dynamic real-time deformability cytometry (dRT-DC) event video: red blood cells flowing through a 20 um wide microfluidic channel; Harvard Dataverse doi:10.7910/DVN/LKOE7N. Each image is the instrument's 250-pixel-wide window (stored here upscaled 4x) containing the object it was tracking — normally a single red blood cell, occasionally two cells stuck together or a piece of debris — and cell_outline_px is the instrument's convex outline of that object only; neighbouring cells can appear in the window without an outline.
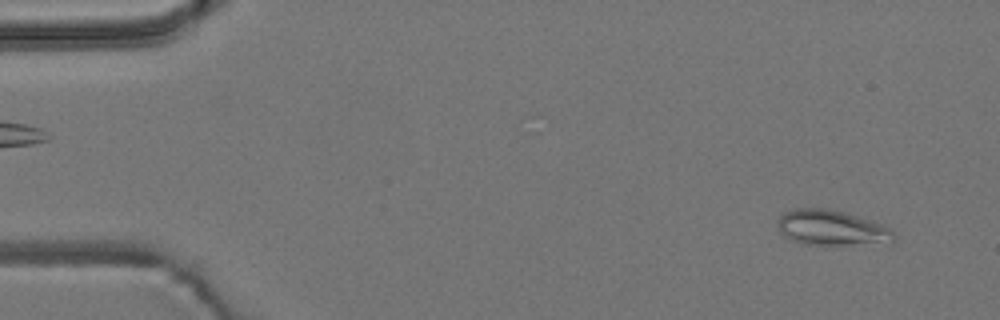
{"species": "common noctule bat (a hibernating species)", "species_latin": "Nyctalus noctula", "temperature_condition": "room temperature", "stored_images_in_passage": 27, "camera_frame_rate_fps": 3000, "um_per_image_px": 0.085, "animal": {"sex": "male", "body_mass_g": 19.2, "forearm_length_mm": 51.8}, "frame": {"image": 1, "passage_image": 3, "time_ms": 0.667, "image_size_px": [1000, 320], "cell_outline_px": [[896, 240], [848, 244], [800, 244], [784, 236], [780, 232], [776, 224], [776, 220], [784, 212], [792, 208], [824, 208], [844, 212], [872, 220], [888, 228], [896, 236]], "centroid_in_image_um": [70.57, 19.33], "position_along_channel_um": 14.4, "area_um2": 23.58}}
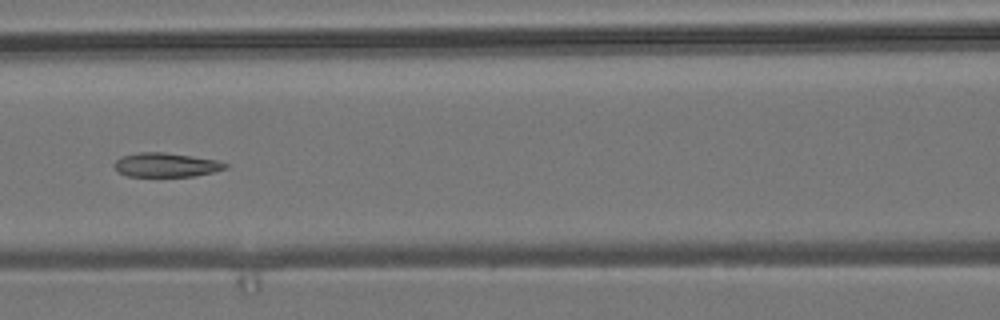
{"frame": {"image": 2, "passage_image": 23, "time_ms": 7.333, "image_size_px": [1000, 320], "cell_outline_px": [[228, 168], [196, 176], [128, 176], [120, 172], [112, 164], [120, 156], [140, 152], [164, 152], [216, 160], [228, 164]], "centroid_in_image_um": [14.1, 14.01], "position_along_channel_um": 152.5, "area_um2": 15.49}}
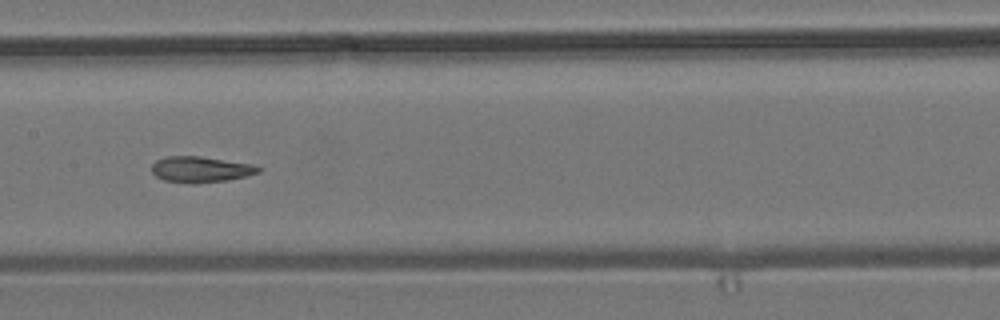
{"frame": {"image": 3, "passage_image": 26, "time_ms": 8.333, "image_size_px": [1000, 320], "cell_outline_px": [[264, 168], [260, 172], [228, 180], [164, 180], [156, 176], [152, 172], [152, 164], [156, 160], [168, 156], [200, 156], [252, 164]], "centroid_in_image_um": [17.09, 14.34], "position_along_channel_um": 190.3, "area_um2": 15.2}}